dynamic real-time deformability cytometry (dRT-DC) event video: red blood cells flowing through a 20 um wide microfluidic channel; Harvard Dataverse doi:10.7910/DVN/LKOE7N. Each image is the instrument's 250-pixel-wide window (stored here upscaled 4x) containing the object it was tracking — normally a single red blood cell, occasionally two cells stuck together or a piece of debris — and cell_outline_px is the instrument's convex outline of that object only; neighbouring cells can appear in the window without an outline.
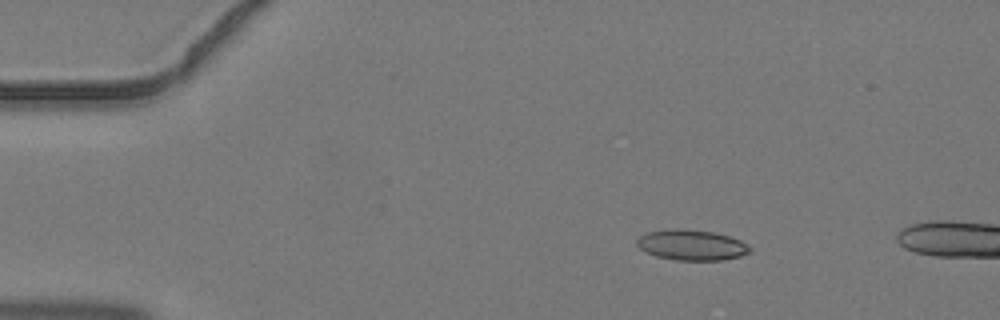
{"species": "common noctule bat (a hibernating species)", "species_latin": "Nyctalus noctula", "temperature_condition": "warm", "stored_images_in_passage": 5, "camera_frame_rate_fps": 3000, "um_per_image_px": 0.085, "animal": {"sex": "male", "body_mass_g": 19.2, "forearm_length_mm": 51.8}, "frame": {"image": 1, "passage_image": 3, "time_ms": 0.667, "image_size_px": [1000, 320], "cell_outline_px": [[752, 252], [740, 256], [724, 260], [676, 260], [656, 256], [640, 248], [636, 244], [636, 240], [644, 232], [672, 228], [676, 228], [716, 232], [740, 240], [748, 244], [752, 248]], "centroid_in_image_um": [58.8, 20.82], "position_along_channel_um": 26.2, "area_um2": 20.29}}